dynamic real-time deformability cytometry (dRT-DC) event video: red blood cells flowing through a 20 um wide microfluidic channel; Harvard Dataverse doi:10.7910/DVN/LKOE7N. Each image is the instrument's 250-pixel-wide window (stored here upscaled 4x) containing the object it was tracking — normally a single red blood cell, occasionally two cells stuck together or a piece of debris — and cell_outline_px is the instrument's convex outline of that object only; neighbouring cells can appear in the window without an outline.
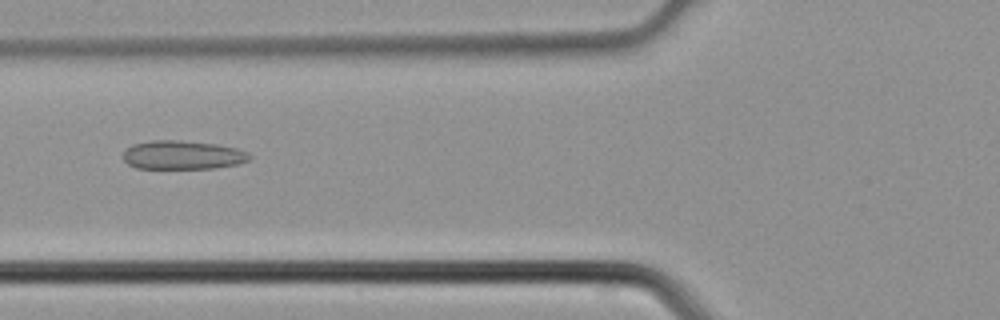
{"species": "common noctule bat (a hibernating species)", "species_latin": "Nyctalus noctula", "temperature_condition": "cold", "stored_images_in_passage": 4, "camera_frame_rate_fps": 3000, "um_per_image_px": 0.085, "animal": {"sex": "male", "body_mass_g": 21.5, "forearm_length_mm": 52.0}, "frame": {"image": 1, "passage_image": 4, "time_ms": 1.0, "image_size_px": [1000, 320], "cell_outline_px": [[252, 156], [248, 160], [236, 164], [212, 168], [136, 168], [128, 164], [124, 160], [124, 152], [132, 144], [152, 140], [180, 140], [216, 144], [236, 148], [248, 152]], "centroid_in_image_um": [15.52, 13.17], "position_along_channel_um": 110.3, "area_um2": 21.04}}